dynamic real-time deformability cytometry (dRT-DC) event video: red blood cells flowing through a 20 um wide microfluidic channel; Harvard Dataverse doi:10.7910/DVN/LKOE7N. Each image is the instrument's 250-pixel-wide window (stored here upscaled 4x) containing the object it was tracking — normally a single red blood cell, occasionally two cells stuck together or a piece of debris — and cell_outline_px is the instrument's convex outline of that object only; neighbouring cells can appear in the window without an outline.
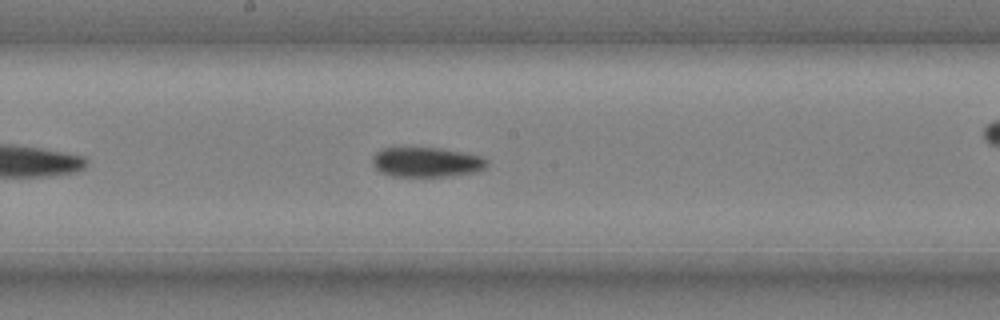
{"species": "common noctule bat (a hibernating species)", "species_latin": "Nyctalus noctula", "temperature_condition": "cold", "stored_images_in_passage": 27, "camera_frame_rate_fps": 3000, "um_per_image_px": 0.085, "animal": {"sex": "male", "body_mass_g": 20.4}, "frame": {"image": 1, "passage_image": 12, "time_ms": 3.667, "image_size_px": [1000, 320], "cell_outline_px": [[488, 164], [480, 172], [448, 176], [392, 176], [380, 172], [372, 164], [372, 156], [376, 152], [384, 148], [440, 148], [484, 156], [488, 160]], "centroid_in_image_um": [36.29, 13.78], "position_along_channel_um": 211.9, "area_um2": 20.06}}
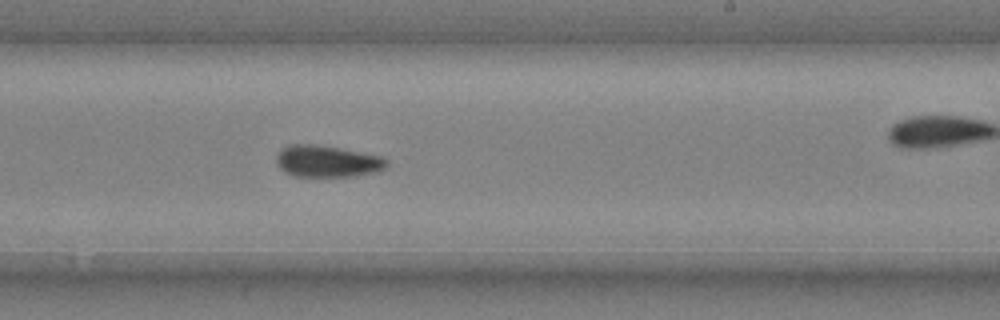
{"frame": {"image": 2, "passage_image": 16, "time_ms": 5.0, "image_size_px": [1000, 320], "cell_outline_px": [[388, 164], [380, 172], [356, 176], [292, 176], [284, 172], [280, 168], [276, 160], [276, 156], [288, 144], [312, 144], [336, 148], [380, 156], [388, 160]], "centroid_in_image_um": [27.82, 13.73], "position_along_channel_um": 261.2, "area_um2": 20.23}}